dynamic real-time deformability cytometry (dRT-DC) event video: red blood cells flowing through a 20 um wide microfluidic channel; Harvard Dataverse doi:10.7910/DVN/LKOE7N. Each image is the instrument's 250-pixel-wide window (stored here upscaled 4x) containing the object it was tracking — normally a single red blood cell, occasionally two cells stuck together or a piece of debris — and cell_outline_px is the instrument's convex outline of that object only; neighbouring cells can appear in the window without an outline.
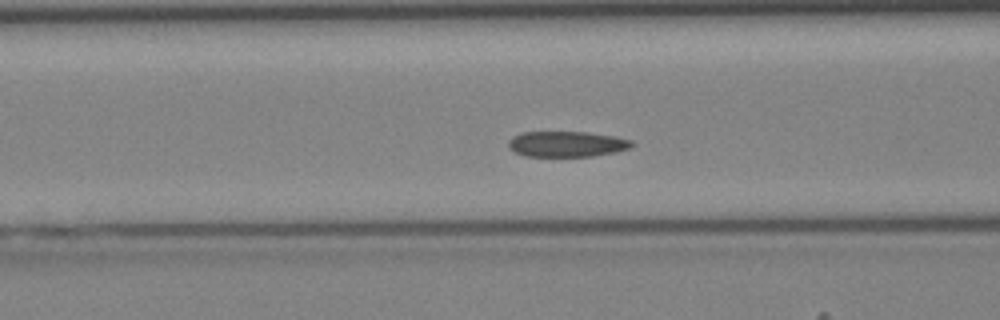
{"species": "Egyptian fruit bat (a non-hibernating species)", "species_latin": "Rousettus aegyptiacus", "temperature_condition": "cold", "stored_images_in_passage": 43, "camera_frame_rate_fps": 3000, "um_per_image_px": 0.085, "animal": {"sex": "female"}, "frame": {"image": 1, "passage_image": 17, "time_ms": 5.333, "image_size_px": [1000, 320], "cell_outline_px": [[636, 144], [632, 148], [616, 152], [592, 156], [524, 156], [508, 148], [508, 140], [512, 136], [520, 132], [588, 132], [616, 136], [632, 140]], "centroid_in_image_um": [48.21, 12.24], "position_along_channel_um": 118.4, "area_um2": 18.73}}
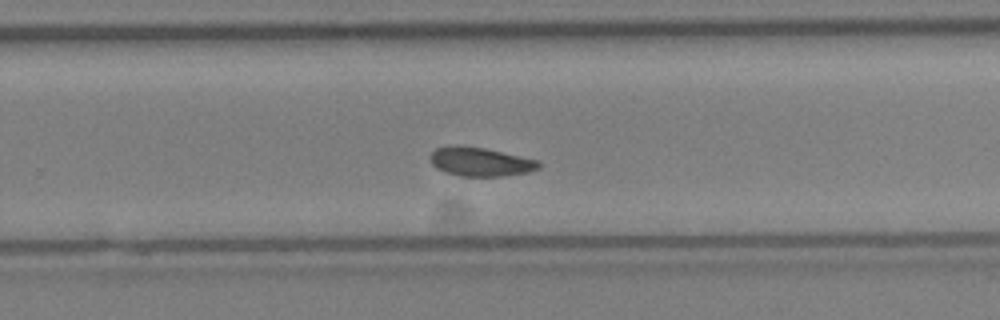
{"frame": {"image": 2, "passage_image": 28, "time_ms": 9.0, "image_size_px": [1000, 320], "cell_outline_px": [[540, 168], [528, 172], [504, 176], [460, 176], [444, 172], [436, 168], [432, 164], [432, 152], [436, 148], [456, 144], [460, 144], [484, 148], [540, 160]], "centroid_in_image_um": [40.85, 13.74], "position_along_channel_um": 289.0, "area_um2": 18.38}}
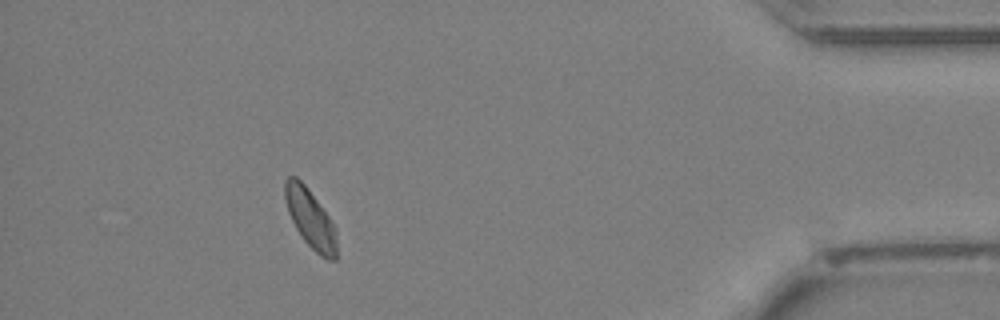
{"frame": {"image": 3, "passage_image": 39, "time_ms": 12.667, "image_size_px": [1000, 320], "cell_outline_px": [[336, 260], [328, 260], [320, 256], [304, 240], [296, 228], [288, 212], [284, 196], [284, 180], [288, 176], [296, 176], [304, 184], [328, 216], [336, 228]], "centroid_in_image_um": [26.37, 18.58], "position_along_channel_um": 408.8, "area_um2": 17.51}}